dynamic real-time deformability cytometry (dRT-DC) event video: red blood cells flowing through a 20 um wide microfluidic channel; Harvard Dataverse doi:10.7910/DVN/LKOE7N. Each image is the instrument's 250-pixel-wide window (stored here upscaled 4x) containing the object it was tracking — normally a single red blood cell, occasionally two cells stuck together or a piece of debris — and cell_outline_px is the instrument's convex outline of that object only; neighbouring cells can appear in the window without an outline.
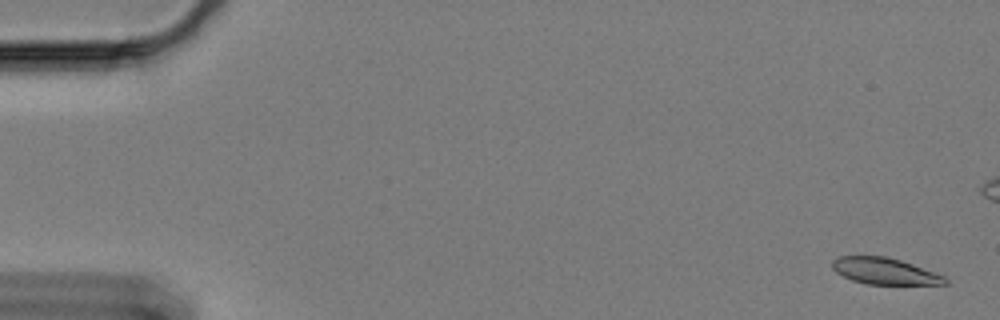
{"species": "Egyptian fruit bat (a non-hibernating species)", "species_latin": "Rousettus aegyptiacus", "temperature_condition": "cold", "stored_images_in_passage": 61, "camera_frame_rate_fps": 3000, "um_per_image_px": 0.085, "animal": {"sex": "female"}, "frame": {"image": 1, "passage_image": 2, "time_ms": 0.333, "image_size_px": [1000, 320], "cell_outline_px": [[948, 284], [868, 284], [852, 280], [836, 272], [832, 268], [832, 260], [840, 256], [884, 256], [900, 260], [912, 264], [944, 276], [948, 280]], "centroid_in_image_um": [75.18, 23.04], "position_along_channel_um": 9.8, "area_um2": 17.17}}
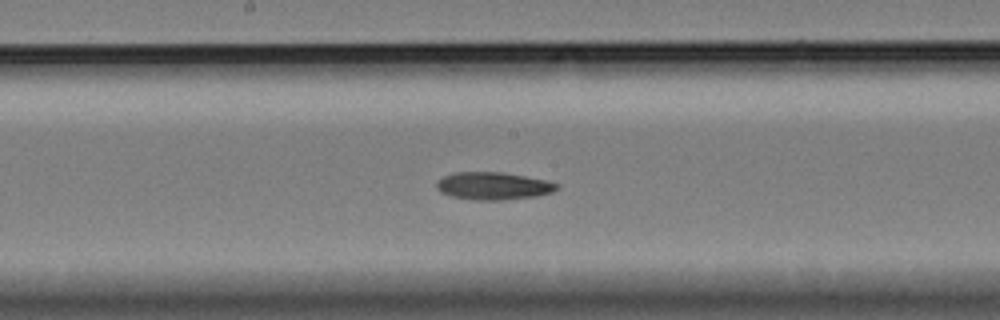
{"frame": {"image": 2, "passage_image": 32, "time_ms": 10.333, "image_size_px": [1000, 320], "cell_outline_px": [[560, 188], [552, 192], [536, 196], [500, 200], [472, 200], [452, 196], [440, 192], [436, 188], [436, 184], [444, 176], [456, 172], [500, 172], [524, 176], [544, 180], [560, 184]], "centroid_in_image_um": [41.93, 15.81], "position_along_channel_um": 206.3, "area_um2": 19.19}}
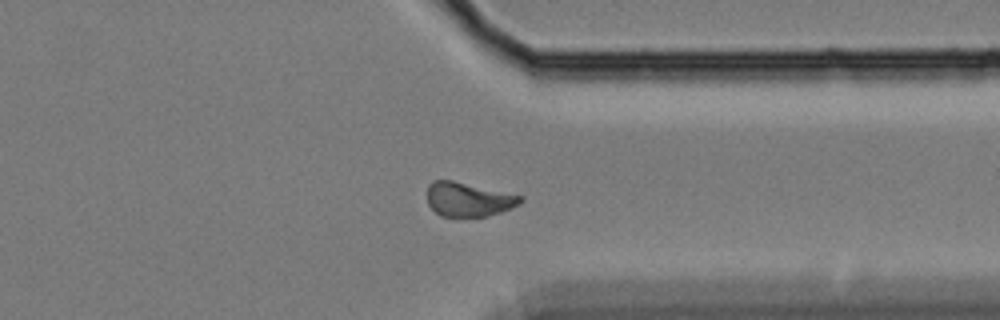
{"frame": {"image": 3, "passage_image": 47, "time_ms": 15.333, "image_size_px": [1000, 320], "cell_outline_px": [[524, 200], [520, 204], [500, 212], [484, 216], [440, 216], [428, 204], [428, 184], [432, 180], [452, 180], [524, 196]], "centroid_in_image_um": [39.82, 16.93], "position_along_channel_um": 371.6, "area_um2": 18.44}}